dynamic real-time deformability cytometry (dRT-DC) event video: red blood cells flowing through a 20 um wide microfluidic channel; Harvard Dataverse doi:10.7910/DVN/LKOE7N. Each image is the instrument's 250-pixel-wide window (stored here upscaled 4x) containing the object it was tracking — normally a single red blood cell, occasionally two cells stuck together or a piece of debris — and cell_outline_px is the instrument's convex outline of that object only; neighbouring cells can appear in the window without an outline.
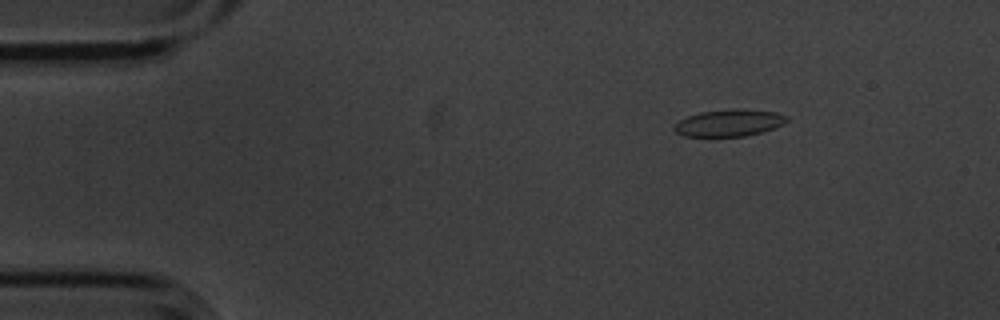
{"species": "common noctule bat (a hibernating species)", "species_latin": "Nyctalus noctula", "temperature_condition": "cold", "stored_images_in_passage": 3, "camera_frame_rate_fps": 3000, "um_per_image_px": 0.085, "animal": {"sex": "male", "body_mass_g": 20.1, "forearm_length_mm": 53.5}, "frame": {"image": 1, "passage_image": 1, "time_ms": 0.0, "image_size_px": [1000, 320], "cell_outline_px": [[788, 120], [784, 124], [760, 132], [744, 136], [684, 136], [676, 132], [672, 128], [680, 120], [688, 116], [700, 112], [736, 108], [776, 112], [788, 116]], "centroid_in_image_um": [61.98, 10.43], "position_along_channel_um": 23.0, "area_um2": 17.51}}